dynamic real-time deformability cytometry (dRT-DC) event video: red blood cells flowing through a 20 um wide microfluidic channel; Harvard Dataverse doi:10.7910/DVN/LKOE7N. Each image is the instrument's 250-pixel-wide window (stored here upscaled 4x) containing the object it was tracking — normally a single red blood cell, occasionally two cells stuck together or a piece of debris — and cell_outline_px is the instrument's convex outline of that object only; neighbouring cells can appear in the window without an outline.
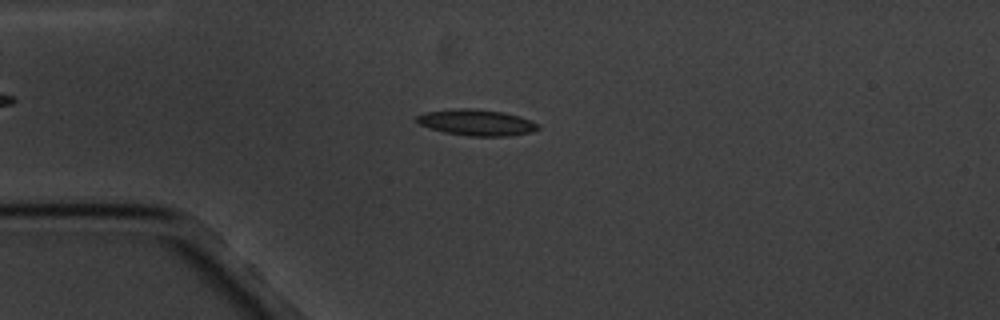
{"species": "common noctule bat (a hibernating species)", "species_latin": "Nyctalus noctula", "temperature_condition": "cold", "stored_images_in_passage": 10, "camera_frame_rate_fps": 3000, "um_per_image_px": 0.085, "animal": {"sex": "male", "body_mass_g": 20.1, "forearm_length_mm": 53.5}, "frame": {"image": 1, "passage_image": 4, "time_ms": 3.333, "image_size_px": [1000, 320], "cell_outline_px": [[540, 128], [532, 132], [508, 136], [468, 136], [444, 132], [428, 128], [420, 124], [416, 120], [416, 116], [424, 112], [460, 108], [472, 108], [504, 112], [520, 116], [540, 124]], "centroid_in_image_um": [40.52, 10.41], "position_along_channel_um": 44.5, "area_um2": 18.61}}
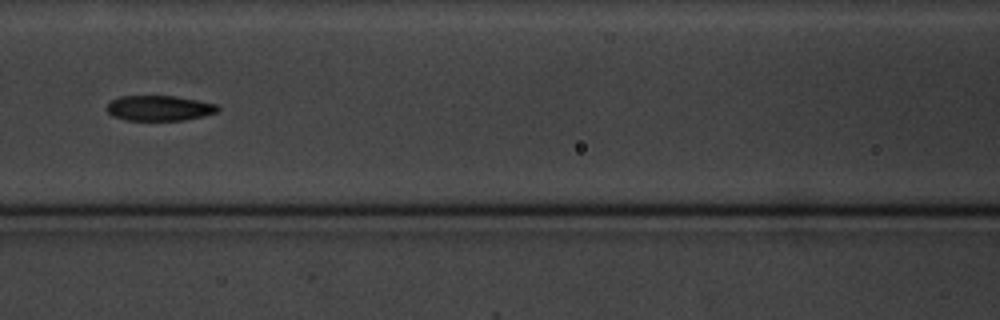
{"frame": {"image": 2, "passage_image": 7, "time_ms": 7.0, "image_size_px": [1000, 320], "cell_outline_px": [[220, 108], [216, 112], [184, 120], [124, 120], [112, 116], [108, 112], [108, 104], [112, 100], [120, 96], [176, 96], [220, 104]], "centroid_in_image_um": [13.56, 9.18], "position_along_channel_um": 153.0, "area_um2": 16.3}}
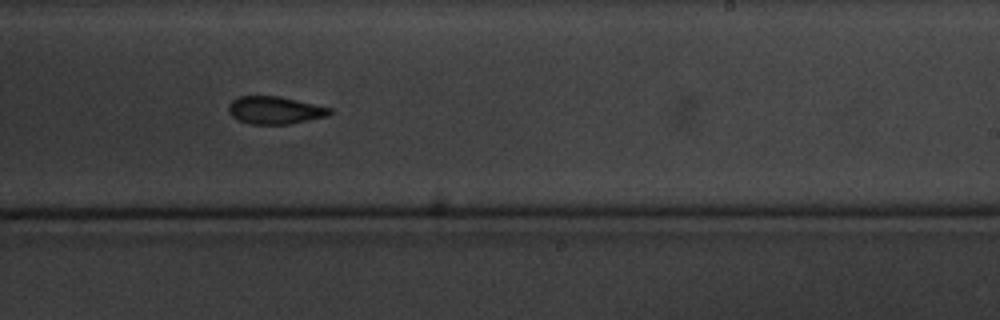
{"frame": {"image": 3, "passage_image": 10, "time_ms": 10.333, "image_size_px": [1000, 320], "cell_outline_px": [[332, 112], [328, 116], [288, 124], [248, 124], [232, 116], [228, 112], [228, 104], [232, 100], [240, 96], [280, 96], [332, 108]], "centroid_in_image_um": [23.36, 9.36], "position_along_channel_um": 265.6, "area_um2": 16.3}}